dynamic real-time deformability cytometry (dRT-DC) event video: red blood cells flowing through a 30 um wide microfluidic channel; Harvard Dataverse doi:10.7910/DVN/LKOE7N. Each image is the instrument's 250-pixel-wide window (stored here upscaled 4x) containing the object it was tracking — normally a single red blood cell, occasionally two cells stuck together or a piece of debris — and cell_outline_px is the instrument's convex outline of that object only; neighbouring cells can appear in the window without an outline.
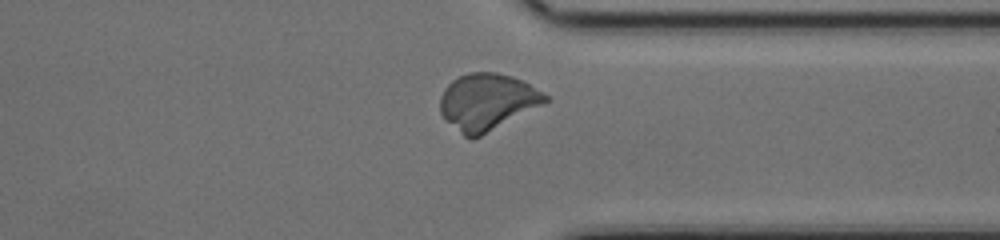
{"species": "common noctule bat (a hibernating species)", "species_latin": "Nyctalus noctula", "temperature_condition": "cold", "stored_images_in_passage": 30, "camera_frame_rate_fps": 3000, "um_per_image_px": 0.085, "animal": {"sex": "female", "body_mass_g": 17.0, "forearm_length_mm": 48.0}, "frame": {"image": 1, "passage_image": 24, "time_ms": 7.667, "image_size_px": [1000, 240], "cell_outline_px": [[548, 100], [480, 136], [472, 140], [464, 136], [440, 112], [440, 96], [444, 88], [452, 80], [468, 72], [496, 72], [512, 76], [528, 84], [548, 96]], "centroid_in_image_um": [41.35, 8.63], "position_along_channel_um": 370.0, "area_um2": 33.76}}
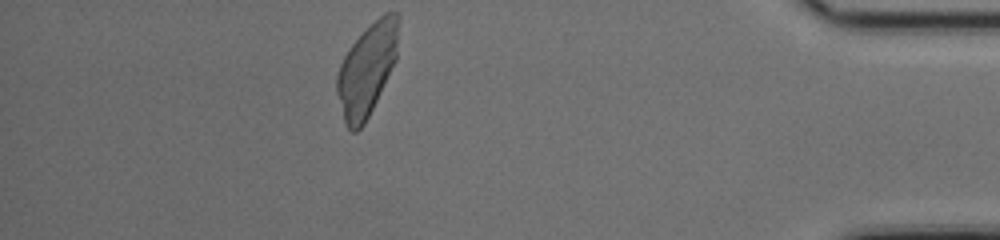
{"frame": {"image": 2, "passage_image": 30, "time_ms": 9.667, "image_size_px": [1000, 240], "cell_outline_px": [[400, 20], [396, 60], [364, 124], [356, 132], [352, 132], [344, 124], [336, 92], [336, 76], [340, 64], [348, 48], [384, 12], [400, 12]], "centroid_in_image_um": [31.19, 5.9], "position_along_channel_um": 404.0, "area_um2": 32.83}}